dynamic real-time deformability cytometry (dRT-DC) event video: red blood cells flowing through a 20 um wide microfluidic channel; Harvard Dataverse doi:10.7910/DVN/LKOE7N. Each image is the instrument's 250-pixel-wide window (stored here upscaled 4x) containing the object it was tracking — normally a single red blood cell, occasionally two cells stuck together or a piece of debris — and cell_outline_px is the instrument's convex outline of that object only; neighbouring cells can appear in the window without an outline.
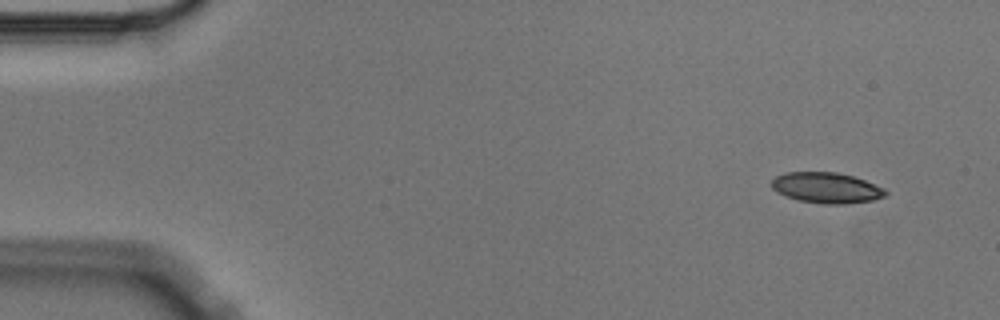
{"species": "Egyptian fruit bat (a non-hibernating species)", "species_latin": "Rousettus aegyptiacus", "temperature_condition": "cold", "stored_images_in_passage": 8, "camera_frame_rate_fps": 3000, "um_per_image_px": 0.085, "animal": {"sex": "male"}, "frame": {"image": 1, "passage_image": 1, "time_ms": 0.0, "image_size_px": [1000, 320], "cell_outline_px": [[888, 192], [884, 196], [872, 200], [848, 204], [824, 204], [796, 200], [776, 192], [772, 188], [772, 180], [776, 176], [784, 172], [836, 172], [852, 176], [864, 180], [884, 188]], "centroid_in_image_um": [70.22, 15.97], "position_along_channel_um": 14.8, "area_um2": 20.4}}
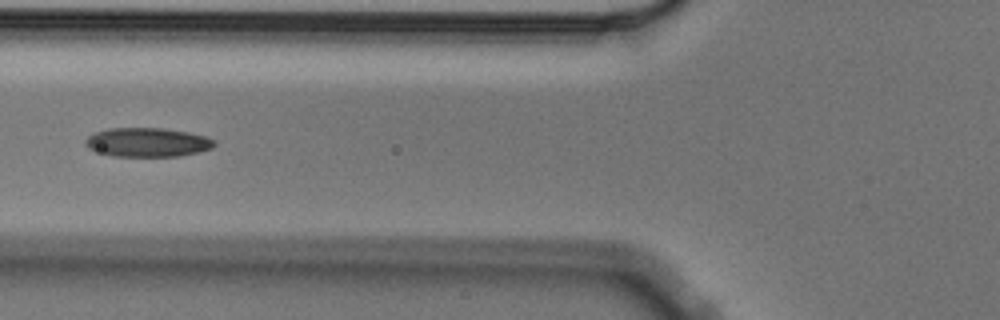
{"frame": {"image": 2, "passage_image": 6, "time_ms": 1.667, "image_size_px": [1000, 320], "cell_outline_px": [[216, 144], [212, 148], [180, 156], [112, 156], [88, 148], [84, 144], [84, 140], [92, 132], [108, 128], [164, 128], [188, 132], [204, 136], [216, 140]], "centroid_in_image_um": [12.5, 12.08], "position_along_channel_um": 113.3, "area_um2": 21.91}}
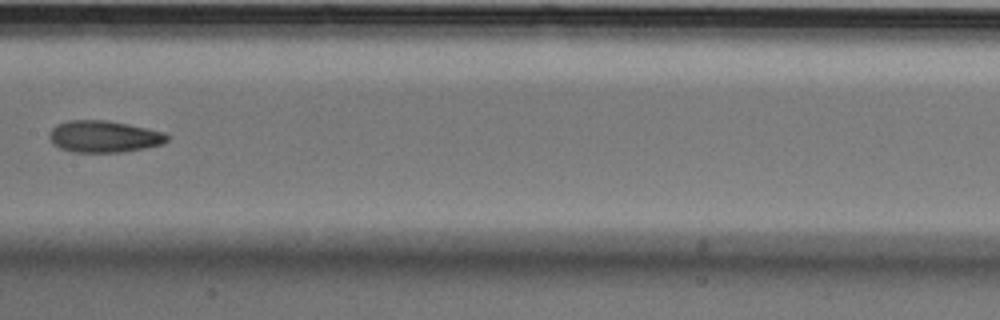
{"frame": {"image": 3, "passage_image": 8, "time_ms": 2.333, "image_size_px": [1000, 320], "cell_outline_px": [[168, 140], [164, 144], [124, 152], [72, 152], [60, 148], [52, 144], [48, 136], [48, 132], [56, 124], [68, 120], [108, 120], [128, 124], [164, 132], [168, 136]], "centroid_in_image_um": [8.8, 11.6], "position_along_channel_um": 198.6, "area_um2": 22.02}}